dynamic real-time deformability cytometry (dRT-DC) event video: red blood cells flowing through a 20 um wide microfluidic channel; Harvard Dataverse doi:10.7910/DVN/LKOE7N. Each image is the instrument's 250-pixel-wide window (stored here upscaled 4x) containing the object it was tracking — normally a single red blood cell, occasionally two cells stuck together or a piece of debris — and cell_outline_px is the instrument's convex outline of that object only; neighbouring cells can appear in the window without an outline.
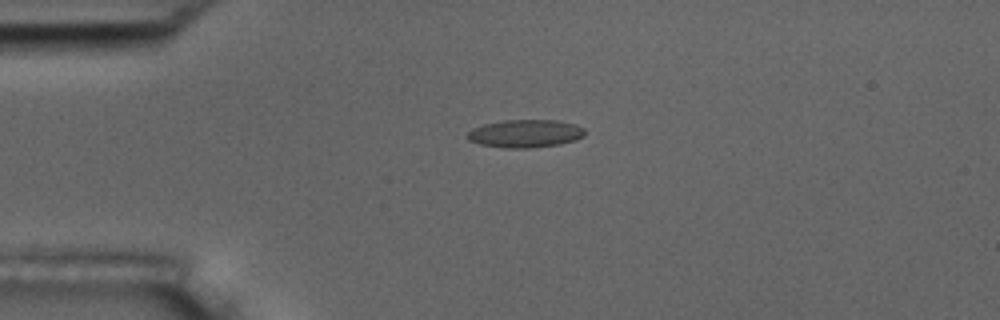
{"species": "common noctule bat (a hibernating species)", "species_latin": "Nyctalus noctula", "temperature_condition": "room temperature", "stored_images_in_passage": 3, "camera_frame_rate_fps": 3000, "um_per_image_px": 0.085, "animal": {"sex": "male", "body_mass_g": 17.5, "forearm_length_mm": 52.3}, "frame": {"image": 1, "passage_image": 1, "time_ms": 0.0, "image_size_px": [1000, 320], "cell_outline_px": [[584, 136], [576, 140], [560, 144], [528, 148], [504, 148], [480, 144], [468, 140], [464, 136], [472, 128], [484, 124], [504, 120], [556, 120], [576, 124], [584, 128]], "centroid_in_image_um": [44.63, 11.35], "position_along_channel_um": 40.4, "area_um2": 19.25}}